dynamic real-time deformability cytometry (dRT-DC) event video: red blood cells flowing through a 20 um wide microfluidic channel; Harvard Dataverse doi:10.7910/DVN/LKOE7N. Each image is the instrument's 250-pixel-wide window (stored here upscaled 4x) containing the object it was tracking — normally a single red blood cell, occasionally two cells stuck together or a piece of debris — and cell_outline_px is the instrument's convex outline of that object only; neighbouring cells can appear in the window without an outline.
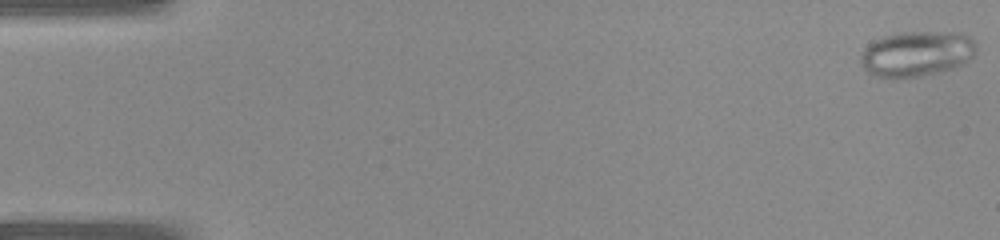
{"species": "common noctule bat (a hibernating species)", "species_latin": "Nyctalus noctula", "temperature_condition": "warm", "stored_images_in_passage": 42, "segment_of_instrument_passage": [1, 2], "camera_frame_rate_fps": 3000, "um_per_image_px": 0.085, "animal": {"sex": "female", "body_mass_g": 22.0, "forearm_length_mm": 56.7}, "frame": {"image": 1, "passage_image": 1, "time_ms": 0.0, "image_size_px": [1000, 240], "cell_outline_px": [[976, 52], [972, 56], [960, 64], [948, 68], [920, 76], [892, 80], [876, 76], [868, 72], [864, 68], [860, 60], [860, 56], [864, 48], [868, 44], [884, 36], [900, 32], [960, 32], [968, 36], [976, 44]], "centroid_in_image_um": [77.86, 4.57], "position_along_channel_um": 7.1, "area_um2": 30.46}}
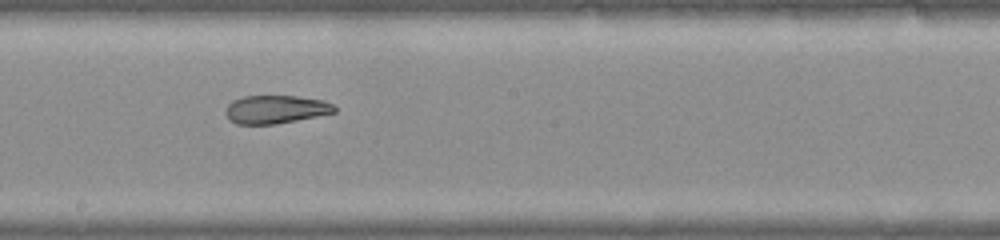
{"frame": {"image": 2, "passage_image": 23, "time_ms": 7.333, "image_size_px": [1000, 240], "cell_outline_px": [[336, 112], [276, 124], [236, 124], [228, 120], [224, 112], [228, 104], [232, 100], [244, 96], [296, 96], [324, 100], [332, 104], [336, 108]], "centroid_in_image_um": [23.39, 9.3], "position_along_channel_um": 224.8, "area_um2": 17.98}}
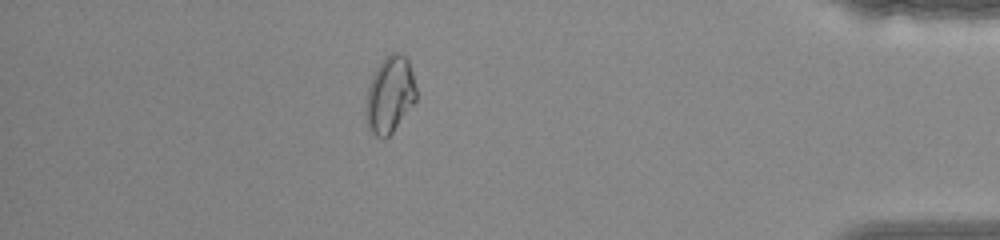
{"frame": {"image": 3, "passage_image": 36, "time_ms": 11.667, "image_size_px": [1000, 240], "cell_outline_px": [[416, 100], [392, 132], [384, 140], [380, 140], [368, 132], [364, 116], [364, 108], [368, 88], [372, 76], [384, 56], [392, 52], [400, 52], [408, 60], [412, 72], [416, 88]], "centroid_in_image_um": [33.09, 8.1], "position_along_channel_um": 402.1, "area_um2": 22.89}}